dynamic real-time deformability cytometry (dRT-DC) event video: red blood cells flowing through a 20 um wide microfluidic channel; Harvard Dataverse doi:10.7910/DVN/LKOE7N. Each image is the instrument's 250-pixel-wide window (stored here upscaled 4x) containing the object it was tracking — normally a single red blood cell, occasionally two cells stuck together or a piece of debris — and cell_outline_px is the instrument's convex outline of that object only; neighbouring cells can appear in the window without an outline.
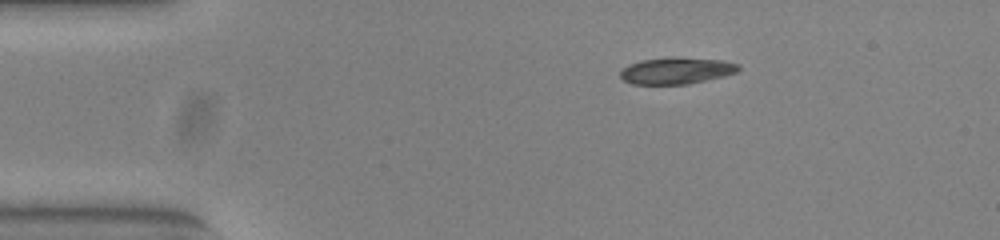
{"species": "common noctule bat (a hibernating species)", "species_latin": "Nyctalus noctula", "temperature_condition": "warm", "stored_images_in_passage": 45, "camera_frame_rate_fps": 3000, "um_per_image_px": 0.085, "animal": {"sex": "female", "body_mass_g": 23.0, "forearm_length_mm": 53.4}, "frame": {"image": 1, "passage_image": 1, "time_ms": 0.0, "image_size_px": [1000, 240], "cell_outline_px": [[740, 68], [736, 72], [724, 76], [688, 84], [632, 84], [624, 80], [620, 76], [620, 72], [628, 64], [640, 60], [672, 56], [724, 60], [740, 64]], "centroid_in_image_um": [57.51, 5.99], "position_along_channel_um": 27.5, "area_um2": 18.55}}
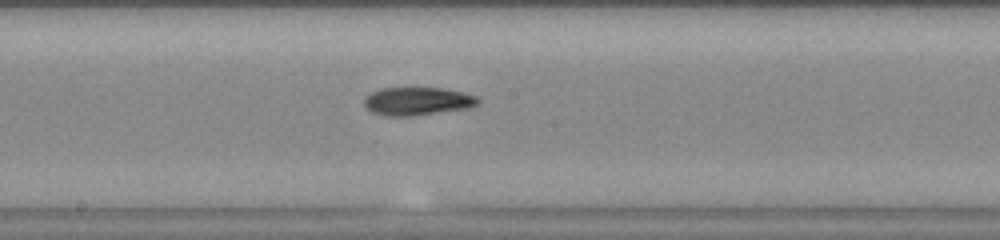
{"frame": {"image": 2, "passage_image": 20, "time_ms": 6.333, "image_size_px": [1000, 240], "cell_outline_px": [[480, 104], [468, 108], [412, 116], [384, 116], [372, 112], [364, 104], [364, 100], [372, 92], [380, 88], [444, 88], [476, 96], [480, 100]], "centroid_in_image_um": [35.49, 8.61], "position_along_channel_um": 212.7, "area_um2": 18.55}}
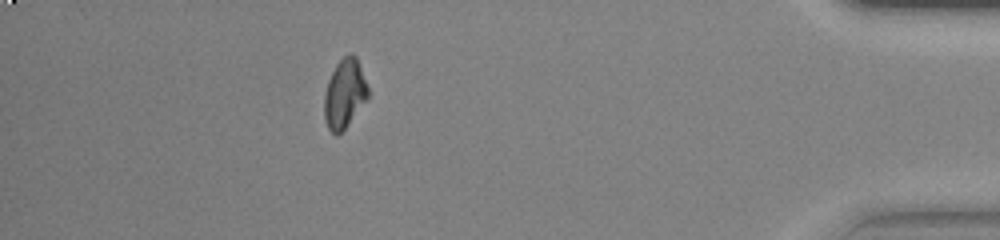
{"frame": {"image": 3, "passage_image": 39, "time_ms": 12.667, "image_size_px": [1000, 240], "cell_outline_px": [[368, 96], [344, 128], [336, 136], [328, 128], [324, 120], [324, 92], [328, 80], [336, 64], [344, 56], [352, 52], [356, 56], [368, 88]], "centroid_in_image_um": [29.25, 7.94], "position_along_channel_um": 406.0, "area_um2": 17.22}, "authors_computed_cell_mechanics": {"area_um2": 18.3226, "velocity_mm_per_s": 3.8802, "shape_relaxation_time_tau1_ms": null, "shape_relaxation_time_tau2_ms": 4.7374, "deformation_change_tau1": null, "deformation_change_tau2": 0.1075}}